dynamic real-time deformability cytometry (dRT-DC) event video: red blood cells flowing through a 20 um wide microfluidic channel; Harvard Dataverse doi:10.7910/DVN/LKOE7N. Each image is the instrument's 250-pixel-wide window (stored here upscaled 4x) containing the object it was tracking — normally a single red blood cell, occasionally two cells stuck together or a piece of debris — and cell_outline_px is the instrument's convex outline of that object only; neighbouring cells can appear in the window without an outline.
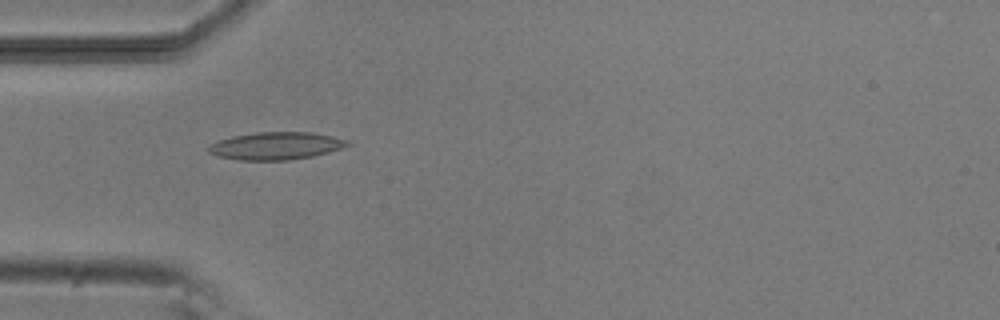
{"species": "common noctule bat (a hibernating species)", "species_latin": "Nyctalus noctula", "temperature_condition": "room temperature", "stored_images_in_passage": 6, "camera_frame_rate_fps": 3000, "um_per_image_px": 0.085, "animal": {"sex": "male", "body_mass_g": 20.5, "forearm_length_mm": 52.5}, "frame": {"image": 1, "passage_image": 5, "time_ms": 4.667, "image_size_px": [1000, 320], "cell_outline_px": [[352, 144], [328, 152], [312, 156], [288, 160], [240, 160], [216, 156], [208, 152], [208, 148], [212, 144], [220, 140], [232, 136], [256, 132], [312, 132], [332, 136], [348, 140]], "centroid_in_image_um": [23.46, 12.39], "position_along_channel_um": 61.5, "area_um2": 22.2}}
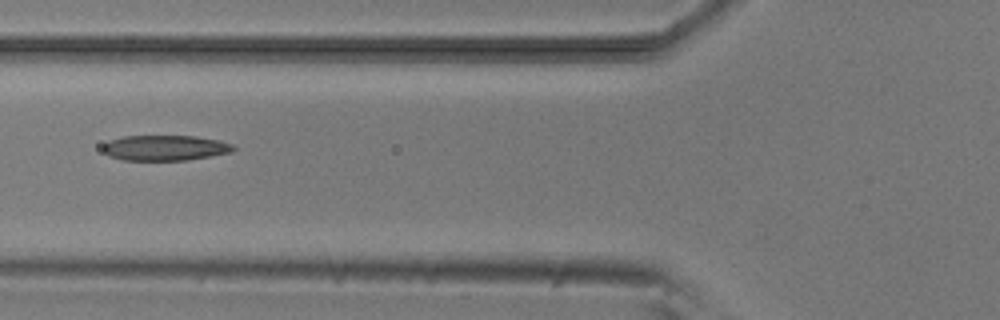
{"frame": {"image": 2, "passage_image": 6, "time_ms": 6.0, "image_size_px": [1000, 320], "cell_outline_px": [[236, 148], [232, 152], [188, 160], [124, 160], [108, 156], [100, 148], [108, 140], [124, 136], [196, 136], [220, 140], [232, 144]], "centroid_in_image_um": [14.01, 12.56], "position_along_channel_um": 111.8, "area_um2": 19.48}}